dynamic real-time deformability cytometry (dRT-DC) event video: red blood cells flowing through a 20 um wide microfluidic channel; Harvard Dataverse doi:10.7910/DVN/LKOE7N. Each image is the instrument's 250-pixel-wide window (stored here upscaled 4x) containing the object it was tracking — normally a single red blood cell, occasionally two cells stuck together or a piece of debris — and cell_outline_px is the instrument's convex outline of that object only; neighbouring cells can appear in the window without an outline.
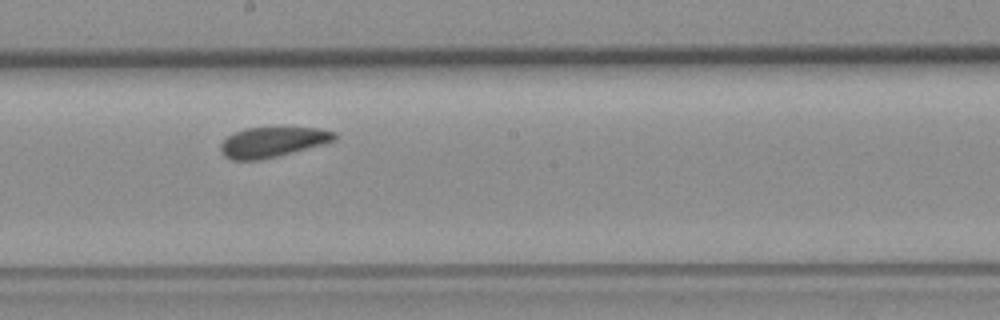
{"species": "common noctule bat (a hibernating species)", "species_latin": "Nyctalus noctula", "temperature_condition": "room temperature", "stored_images_in_passage": 8, "camera_frame_rate_fps": 3000, "um_per_image_px": 0.085, "animal": {"sex": "female", "body_mass_g": 19.3, "forearm_length_mm": 54.1}, "frame": {"image": 1, "passage_image": 7, "time_ms": 8.667, "image_size_px": [1000, 320], "cell_outline_px": [[336, 140], [324, 144], [276, 156], [256, 160], [232, 160], [224, 156], [220, 152], [220, 144], [228, 136], [244, 128], [316, 128], [336, 132]], "centroid_in_image_um": [23.15, 12.08], "position_along_channel_um": 225.1, "area_um2": 19.77}}
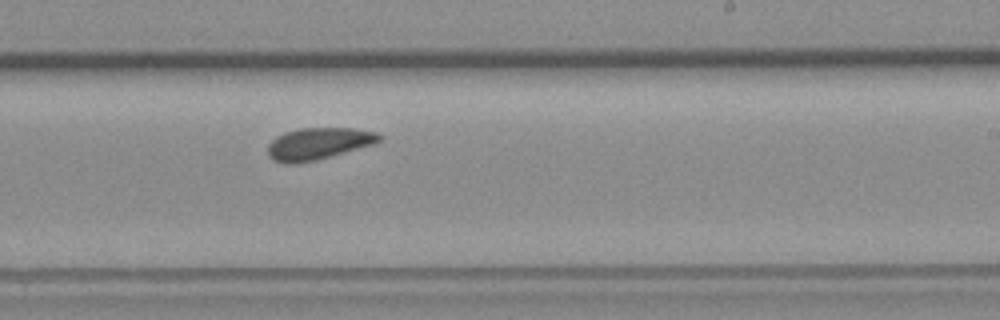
{"frame": {"image": 2, "passage_image": 8, "time_ms": 9.667, "image_size_px": [1000, 320], "cell_outline_px": [[384, 136], [376, 144], [316, 160], [296, 164], [284, 164], [272, 160], [268, 156], [268, 144], [276, 136], [284, 132], [300, 128], [352, 128], [376, 132]], "centroid_in_image_um": [27.05, 12.22], "position_along_channel_um": 261.9, "area_um2": 20.98}}